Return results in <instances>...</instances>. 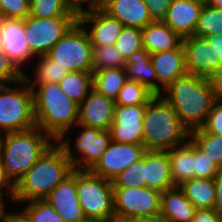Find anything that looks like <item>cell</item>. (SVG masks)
<instances>
[{"label":"cell","mask_w":222,"mask_h":222,"mask_svg":"<svg viewBox=\"0 0 222 222\" xmlns=\"http://www.w3.org/2000/svg\"><path fill=\"white\" fill-rule=\"evenodd\" d=\"M162 96L170 103L189 131L203 127L217 99L209 78L185 74L169 84Z\"/></svg>","instance_id":"6da1fadb"},{"label":"cell","mask_w":222,"mask_h":222,"mask_svg":"<svg viewBox=\"0 0 222 222\" xmlns=\"http://www.w3.org/2000/svg\"><path fill=\"white\" fill-rule=\"evenodd\" d=\"M55 143H58L57 145ZM53 143L15 185L14 202L43 200L74 171L59 142Z\"/></svg>","instance_id":"7a4b0ae2"},{"label":"cell","mask_w":222,"mask_h":222,"mask_svg":"<svg viewBox=\"0 0 222 222\" xmlns=\"http://www.w3.org/2000/svg\"><path fill=\"white\" fill-rule=\"evenodd\" d=\"M35 86L38 89L32 88V92L36 126L55 141L65 138L69 129L78 124L79 105L68 98L59 83Z\"/></svg>","instance_id":"3957f363"},{"label":"cell","mask_w":222,"mask_h":222,"mask_svg":"<svg viewBox=\"0 0 222 222\" xmlns=\"http://www.w3.org/2000/svg\"><path fill=\"white\" fill-rule=\"evenodd\" d=\"M51 138L37 126L23 131L1 134V165L14 185L18 183L45 151L56 142Z\"/></svg>","instance_id":"277c9868"},{"label":"cell","mask_w":222,"mask_h":222,"mask_svg":"<svg viewBox=\"0 0 222 222\" xmlns=\"http://www.w3.org/2000/svg\"><path fill=\"white\" fill-rule=\"evenodd\" d=\"M188 137L189 131L170 103L162 95H154L147 103L143 119V145L146 150H170L186 143Z\"/></svg>","instance_id":"5b68a950"},{"label":"cell","mask_w":222,"mask_h":222,"mask_svg":"<svg viewBox=\"0 0 222 222\" xmlns=\"http://www.w3.org/2000/svg\"><path fill=\"white\" fill-rule=\"evenodd\" d=\"M78 201L87 221L115 219L113 183L89 170H76Z\"/></svg>","instance_id":"8992f818"},{"label":"cell","mask_w":222,"mask_h":222,"mask_svg":"<svg viewBox=\"0 0 222 222\" xmlns=\"http://www.w3.org/2000/svg\"><path fill=\"white\" fill-rule=\"evenodd\" d=\"M17 83L22 88L0 85V134L36 126L32 88L24 76Z\"/></svg>","instance_id":"52a82bcc"},{"label":"cell","mask_w":222,"mask_h":222,"mask_svg":"<svg viewBox=\"0 0 222 222\" xmlns=\"http://www.w3.org/2000/svg\"><path fill=\"white\" fill-rule=\"evenodd\" d=\"M46 55L69 72H93V46L86 26L79 22Z\"/></svg>","instance_id":"ba28073f"},{"label":"cell","mask_w":222,"mask_h":222,"mask_svg":"<svg viewBox=\"0 0 222 222\" xmlns=\"http://www.w3.org/2000/svg\"><path fill=\"white\" fill-rule=\"evenodd\" d=\"M115 218L159 221L161 193L148 187L113 188Z\"/></svg>","instance_id":"9c48e42d"},{"label":"cell","mask_w":222,"mask_h":222,"mask_svg":"<svg viewBox=\"0 0 222 222\" xmlns=\"http://www.w3.org/2000/svg\"><path fill=\"white\" fill-rule=\"evenodd\" d=\"M78 22V17L24 19L25 37L31 52L36 56L46 55L49 50Z\"/></svg>","instance_id":"30bf717a"},{"label":"cell","mask_w":222,"mask_h":222,"mask_svg":"<svg viewBox=\"0 0 222 222\" xmlns=\"http://www.w3.org/2000/svg\"><path fill=\"white\" fill-rule=\"evenodd\" d=\"M78 125L82 128V131H80L81 133L77 137L75 147L77 148V152L80 153L81 159L71 153L72 147L69 140L60 138L57 142L65 150L74 170H90L101 158L111 142L110 132L109 130H101L82 124Z\"/></svg>","instance_id":"8fae6325"},{"label":"cell","mask_w":222,"mask_h":222,"mask_svg":"<svg viewBox=\"0 0 222 222\" xmlns=\"http://www.w3.org/2000/svg\"><path fill=\"white\" fill-rule=\"evenodd\" d=\"M146 151L143 144L111 141L101 158L89 171L112 181L120 172L140 160Z\"/></svg>","instance_id":"7c38bea8"},{"label":"cell","mask_w":222,"mask_h":222,"mask_svg":"<svg viewBox=\"0 0 222 222\" xmlns=\"http://www.w3.org/2000/svg\"><path fill=\"white\" fill-rule=\"evenodd\" d=\"M147 104L133 106L116 105L109 132L111 141L143 144V119Z\"/></svg>","instance_id":"4fadbf2b"},{"label":"cell","mask_w":222,"mask_h":222,"mask_svg":"<svg viewBox=\"0 0 222 222\" xmlns=\"http://www.w3.org/2000/svg\"><path fill=\"white\" fill-rule=\"evenodd\" d=\"M0 48L15 68L24 74L21 64L35 56L25 37L24 19L0 18Z\"/></svg>","instance_id":"5bb4252c"},{"label":"cell","mask_w":222,"mask_h":222,"mask_svg":"<svg viewBox=\"0 0 222 222\" xmlns=\"http://www.w3.org/2000/svg\"><path fill=\"white\" fill-rule=\"evenodd\" d=\"M44 200L57 211L65 222H88L78 201L76 170L59 183Z\"/></svg>","instance_id":"9a60e30c"},{"label":"cell","mask_w":222,"mask_h":222,"mask_svg":"<svg viewBox=\"0 0 222 222\" xmlns=\"http://www.w3.org/2000/svg\"><path fill=\"white\" fill-rule=\"evenodd\" d=\"M116 102L92 89L78 107V124L109 130Z\"/></svg>","instance_id":"2e32d148"},{"label":"cell","mask_w":222,"mask_h":222,"mask_svg":"<svg viewBox=\"0 0 222 222\" xmlns=\"http://www.w3.org/2000/svg\"><path fill=\"white\" fill-rule=\"evenodd\" d=\"M182 48L187 74L210 78L215 73L213 47L204 38L185 37Z\"/></svg>","instance_id":"e0dca14e"},{"label":"cell","mask_w":222,"mask_h":222,"mask_svg":"<svg viewBox=\"0 0 222 222\" xmlns=\"http://www.w3.org/2000/svg\"><path fill=\"white\" fill-rule=\"evenodd\" d=\"M78 22L85 26L91 25L87 30L92 46L113 45L120 35L124 25L116 18L111 17L102 8L86 11L78 16Z\"/></svg>","instance_id":"ac0fdd59"},{"label":"cell","mask_w":222,"mask_h":222,"mask_svg":"<svg viewBox=\"0 0 222 222\" xmlns=\"http://www.w3.org/2000/svg\"><path fill=\"white\" fill-rule=\"evenodd\" d=\"M204 4L172 0L163 22L182 38L193 36Z\"/></svg>","instance_id":"d6986e66"},{"label":"cell","mask_w":222,"mask_h":222,"mask_svg":"<svg viewBox=\"0 0 222 222\" xmlns=\"http://www.w3.org/2000/svg\"><path fill=\"white\" fill-rule=\"evenodd\" d=\"M151 55V63L157 74V95H162V88L187 74L183 48L160 51ZM161 84V85H160Z\"/></svg>","instance_id":"ffe728a7"},{"label":"cell","mask_w":222,"mask_h":222,"mask_svg":"<svg viewBox=\"0 0 222 222\" xmlns=\"http://www.w3.org/2000/svg\"><path fill=\"white\" fill-rule=\"evenodd\" d=\"M102 9L125 27L143 29L153 22L143 0H104Z\"/></svg>","instance_id":"44dd1931"},{"label":"cell","mask_w":222,"mask_h":222,"mask_svg":"<svg viewBox=\"0 0 222 222\" xmlns=\"http://www.w3.org/2000/svg\"><path fill=\"white\" fill-rule=\"evenodd\" d=\"M144 179L145 187L160 193L175 187L167 151L147 150L144 153Z\"/></svg>","instance_id":"7402d4cb"},{"label":"cell","mask_w":222,"mask_h":222,"mask_svg":"<svg viewBox=\"0 0 222 222\" xmlns=\"http://www.w3.org/2000/svg\"><path fill=\"white\" fill-rule=\"evenodd\" d=\"M196 207L185 197L179 186L161 193V222H192Z\"/></svg>","instance_id":"603a6c76"},{"label":"cell","mask_w":222,"mask_h":222,"mask_svg":"<svg viewBox=\"0 0 222 222\" xmlns=\"http://www.w3.org/2000/svg\"><path fill=\"white\" fill-rule=\"evenodd\" d=\"M141 31L143 48L149 54L182 48L183 38L163 21H153Z\"/></svg>","instance_id":"cb8c5ba5"},{"label":"cell","mask_w":222,"mask_h":222,"mask_svg":"<svg viewBox=\"0 0 222 222\" xmlns=\"http://www.w3.org/2000/svg\"><path fill=\"white\" fill-rule=\"evenodd\" d=\"M124 70L128 80L140 83L157 95V74L151 63V55L144 48L125 60Z\"/></svg>","instance_id":"d4e9b609"},{"label":"cell","mask_w":222,"mask_h":222,"mask_svg":"<svg viewBox=\"0 0 222 222\" xmlns=\"http://www.w3.org/2000/svg\"><path fill=\"white\" fill-rule=\"evenodd\" d=\"M169 156L170 172L174 186L194 178V144L188 141L166 150Z\"/></svg>","instance_id":"484cf974"},{"label":"cell","mask_w":222,"mask_h":222,"mask_svg":"<svg viewBox=\"0 0 222 222\" xmlns=\"http://www.w3.org/2000/svg\"><path fill=\"white\" fill-rule=\"evenodd\" d=\"M179 188L196 208H214L216 198L214 179L193 178L183 182Z\"/></svg>","instance_id":"4316f807"},{"label":"cell","mask_w":222,"mask_h":222,"mask_svg":"<svg viewBox=\"0 0 222 222\" xmlns=\"http://www.w3.org/2000/svg\"><path fill=\"white\" fill-rule=\"evenodd\" d=\"M127 80L124 68L93 71V89L112 100L117 99Z\"/></svg>","instance_id":"83f0119b"},{"label":"cell","mask_w":222,"mask_h":222,"mask_svg":"<svg viewBox=\"0 0 222 222\" xmlns=\"http://www.w3.org/2000/svg\"><path fill=\"white\" fill-rule=\"evenodd\" d=\"M59 86L69 99L79 105L93 89V72H68Z\"/></svg>","instance_id":"f1b7e54d"},{"label":"cell","mask_w":222,"mask_h":222,"mask_svg":"<svg viewBox=\"0 0 222 222\" xmlns=\"http://www.w3.org/2000/svg\"><path fill=\"white\" fill-rule=\"evenodd\" d=\"M189 140L222 169V135L211 134L200 128L189 132Z\"/></svg>","instance_id":"f546056e"},{"label":"cell","mask_w":222,"mask_h":222,"mask_svg":"<svg viewBox=\"0 0 222 222\" xmlns=\"http://www.w3.org/2000/svg\"><path fill=\"white\" fill-rule=\"evenodd\" d=\"M39 57L41 60L36 64L35 79L32 80L26 73L23 74L31 88H35V85L38 83H59L69 72L65 67L58 65L56 61L50 59L47 55Z\"/></svg>","instance_id":"4dcf8cb0"},{"label":"cell","mask_w":222,"mask_h":222,"mask_svg":"<svg viewBox=\"0 0 222 222\" xmlns=\"http://www.w3.org/2000/svg\"><path fill=\"white\" fill-rule=\"evenodd\" d=\"M222 34V9L204 4L194 36L205 38L210 35Z\"/></svg>","instance_id":"1f68e13d"},{"label":"cell","mask_w":222,"mask_h":222,"mask_svg":"<svg viewBox=\"0 0 222 222\" xmlns=\"http://www.w3.org/2000/svg\"><path fill=\"white\" fill-rule=\"evenodd\" d=\"M30 16L38 18L78 17L66 0H31Z\"/></svg>","instance_id":"d6a6232c"},{"label":"cell","mask_w":222,"mask_h":222,"mask_svg":"<svg viewBox=\"0 0 222 222\" xmlns=\"http://www.w3.org/2000/svg\"><path fill=\"white\" fill-rule=\"evenodd\" d=\"M154 94L140 83L127 80L123 88L120 90L116 105L133 106L147 104Z\"/></svg>","instance_id":"836d02e7"},{"label":"cell","mask_w":222,"mask_h":222,"mask_svg":"<svg viewBox=\"0 0 222 222\" xmlns=\"http://www.w3.org/2000/svg\"><path fill=\"white\" fill-rule=\"evenodd\" d=\"M125 59L115 44L93 46V71L108 68H124Z\"/></svg>","instance_id":"e575fe53"},{"label":"cell","mask_w":222,"mask_h":222,"mask_svg":"<svg viewBox=\"0 0 222 222\" xmlns=\"http://www.w3.org/2000/svg\"><path fill=\"white\" fill-rule=\"evenodd\" d=\"M27 206L21 214L29 222H65L57 211L43 200L27 201Z\"/></svg>","instance_id":"d590c367"},{"label":"cell","mask_w":222,"mask_h":222,"mask_svg":"<svg viewBox=\"0 0 222 222\" xmlns=\"http://www.w3.org/2000/svg\"><path fill=\"white\" fill-rule=\"evenodd\" d=\"M113 188L144 187V155L137 162L120 172L113 180Z\"/></svg>","instance_id":"8d00e7d4"},{"label":"cell","mask_w":222,"mask_h":222,"mask_svg":"<svg viewBox=\"0 0 222 222\" xmlns=\"http://www.w3.org/2000/svg\"><path fill=\"white\" fill-rule=\"evenodd\" d=\"M115 46L126 60L134 52L143 48L141 29L124 26L116 39Z\"/></svg>","instance_id":"74e56055"},{"label":"cell","mask_w":222,"mask_h":222,"mask_svg":"<svg viewBox=\"0 0 222 222\" xmlns=\"http://www.w3.org/2000/svg\"><path fill=\"white\" fill-rule=\"evenodd\" d=\"M221 168L194 145V178L214 179Z\"/></svg>","instance_id":"f35d334b"},{"label":"cell","mask_w":222,"mask_h":222,"mask_svg":"<svg viewBox=\"0 0 222 222\" xmlns=\"http://www.w3.org/2000/svg\"><path fill=\"white\" fill-rule=\"evenodd\" d=\"M30 15V0H0V17L25 19Z\"/></svg>","instance_id":"ab89813d"},{"label":"cell","mask_w":222,"mask_h":222,"mask_svg":"<svg viewBox=\"0 0 222 222\" xmlns=\"http://www.w3.org/2000/svg\"><path fill=\"white\" fill-rule=\"evenodd\" d=\"M202 129L211 134L222 135V99H216Z\"/></svg>","instance_id":"60d3db41"},{"label":"cell","mask_w":222,"mask_h":222,"mask_svg":"<svg viewBox=\"0 0 222 222\" xmlns=\"http://www.w3.org/2000/svg\"><path fill=\"white\" fill-rule=\"evenodd\" d=\"M22 77L23 74L15 68L0 48V85L17 83Z\"/></svg>","instance_id":"b9f144b4"},{"label":"cell","mask_w":222,"mask_h":222,"mask_svg":"<svg viewBox=\"0 0 222 222\" xmlns=\"http://www.w3.org/2000/svg\"><path fill=\"white\" fill-rule=\"evenodd\" d=\"M152 21H163L172 0H143Z\"/></svg>","instance_id":"7bdbcfd3"},{"label":"cell","mask_w":222,"mask_h":222,"mask_svg":"<svg viewBox=\"0 0 222 222\" xmlns=\"http://www.w3.org/2000/svg\"><path fill=\"white\" fill-rule=\"evenodd\" d=\"M70 9L79 16L86 11H92L102 8L104 0H66ZM88 4L87 8H83L84 4ZM83 4V5H82Z\"/></svg>","instance_id":"ee69618b"},{"label":"cell","mask_w":222,"mask_h":222,"mask_svg":"<svg viewBox=\"0 0 222 222\" xmlns=\"http://www.w3.org/2000/svg\"><path fill=\"white\" fill-rule=\"evenodd\" d=\"M204 39L213 47L216 71L222 66V34L210 35Z\"/></svg>","instance_id":"f6af8a7d"},{"label":"cell","mask_w":222,"mask_h":222,"mask_svg":"<svg viewBox=\"0 0 222 222\" xmlns=\"http://www.w3.org/2000/svg\"><path fill=\"white\" fill-rule=\"evenodd\" d=\"M192 222H221V216L214 209L196 208Z\"/></svg>","instance_id":"bcb514c9"},{"label":"cell","mask_w":222,"mask_h":222,"mask_svg":"<svg viewBox=\"0 0 222 222\" xmlns=\"http://www.w3.org/2000/svg\"><path fill=\"white\" fill-rule=\"evenodd\" d=\"M215 190H216V198L214 203V210L218 214H222V169L218 172L216 177L214 178Z\"/></svg>","instance_id":"7dc6e473"},{"label":"cell","mask_w":222,"mask_h":222,"mask_svg":"<svg viewBox=\"0 0 222 222\" xmlns=\"http://www.w3.org/2000/svg\"><path fill=\"white\" fill-rule=\"evenodd\" d=\"M7 189V196L10 197V200H14V193H15V185L11 182V180L7 177L6 172L3 168V166L1 165V161H0V191H2V189Z\"/></svg>","instance_id":"c3c4849f"},{"label":"cell","mask_w":222,"mask_h":222,"mask_svg":"<svg viewBox=\"0 0 222 222\" xmlns=\"http://www.w3.org/2000/svg\"><path fill=\"white\" fill-rule=\"evenodd\" d=\"M209 79L216 97L222 99V66Z\"/></svg>","instance_id":"681fc988"},{"label":"cell","mask_w":222,"mask_h":222,"mask_svg":"<svg viewBox=\"0 0 222 222\" xmlns=\"http://www.w3.org/2000/svg\"><path fill=\"white\" fill-rule=\"evenodd\" d=\"M3 196H4L3 191H0V222H6L12 213V212H7V213L5 212V210H4L5 205L3 203Z\"/></svg>","instance_id":"f907efd6"},{"label":"cell","mask_w":222,"mask_h":222,"mask_svg":"<svg viewBox=\"0 0 222 222\" xmlns=\"http://www.w3.org/2000/svg\"><path fill=\"white\" fill-rule=\"evenodd\" d=\"M6 222H29L21 213L12 212Z\"/></svg>","instance_id":"816d5d0a"},{"label":"cell","mask_w":222,"mask_h":222,"mask_svg":"<svg viewBox=\"0 0 222 222\" xmlns=\"http://www.w3.org/2000/svg\"><path fill=\"white\" fill-rule=\"evenodd\" d=\"M114 222H154L150 219L115 218Z\"/></svg>","instance_id":"f5cc1de1"},{"label":"cell","mask_w":222,"mask_h":222,"mask_svg":"<svg viewBox=\"0 0 222 222\" xmlns=\"http://www.w3.org/2000/svg\"><path fill=\"white\" fill-rule=\"evenodd\" d=\"M207 4L222 9V0H207Z\"/></svg>","instance_id":"db71d44e"},{"label":"cell","mask_w":222,"mask_h":222,"mask_svg":"<svg viewBox=\"0 0 222 222\" xmlns=\"http://www.w3.org/2000/svg\"><path fill=\"white\" fill-rule=\"evenodd\" d=\"M189 1H194V2L203 3V4L207 3V0H189Z\"/></svg>","instance_id":"11a10c76"},{"label":"cell","mask_w":222,"mask_h":222,"mask_svg":"<svg viewBox=\"0 0 222 222\" xmlns=\"http://www.w3.org/2000/svg\"><path fill=\"white\" fill-rule=\"evenodd\" d=\"M88 222H114V220L112 221H88Z\"/></svg>","instance_id":"9f6ffc18"}]
</instances>
